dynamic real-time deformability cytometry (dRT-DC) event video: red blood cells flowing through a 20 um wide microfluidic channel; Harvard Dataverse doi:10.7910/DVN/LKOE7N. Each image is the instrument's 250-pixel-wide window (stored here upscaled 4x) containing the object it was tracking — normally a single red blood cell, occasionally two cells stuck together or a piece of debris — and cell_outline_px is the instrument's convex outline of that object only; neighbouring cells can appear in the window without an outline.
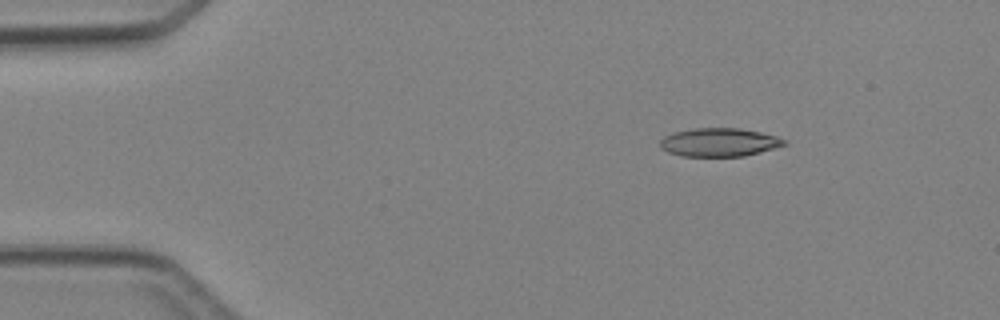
{"species": "Egyptian fruit bat (a non-hibernating species)", "species_latin": "Rousettus aegyptiacus", "temperature_condition": "cold", "stored_images_in_passage": 3, "camera_frame_rate_fps": 3000, "um_per_image_px": 0.085, "animal": {"sex": "female"}, "frame": {"image": 1, "passage_image": 1, "time_ms": 0.0, "image_size_px": [1000, 320], "cell_outline_px": [[788, 144], [744, 156], [680, 156], [668, 152], [660, 148], [660, 140], [664, 136], [676, 132], [692, 128], [740, 128], [760, 132], [776, 136], [788, 140]], "centroid_in_image_um": [61.13, 12.09], "position_along_channel_um": 23.9, "area_um2": 20.58}}
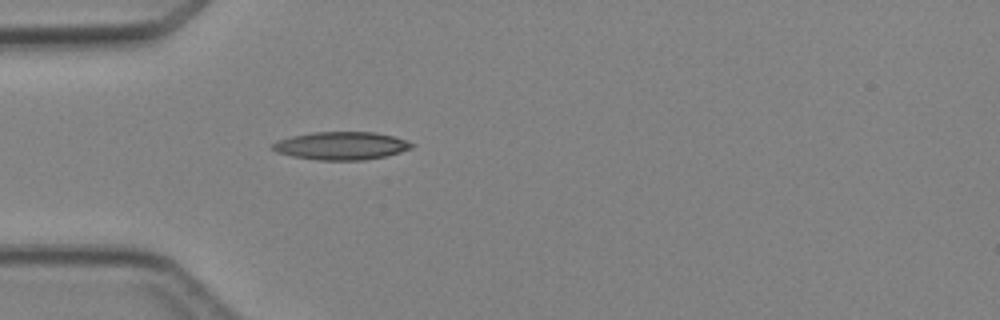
{"frame": {"image": 2, "passage_image": 3, "time_ms": 2.333, "image_size_px": [1000, 320], "cell_outline_px": [[416, 144], [412, 148], [400, 152], [384, 156], [364, 160], [316, 160], [292, 156], [276, 152], [272, 148], [272, 144], [276, 140], [292, 136], [312, 132], [372, 132], [392, 136]], "centroid_in_image_um": [28.97, 12.39], "position_along_channel_um": 56.0, "area_um2": 22.6}}